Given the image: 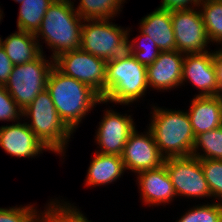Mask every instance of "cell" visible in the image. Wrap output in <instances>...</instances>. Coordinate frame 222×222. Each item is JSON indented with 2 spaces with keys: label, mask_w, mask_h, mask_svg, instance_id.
Wrapping results in <instances>:
<instances>
[{
  "label": "cell",
  "mask_w": 222,
  "mask_h": 222,
  "mask_svg": "<svg viewBox=\"0 0 222 222\" xmlns=\"http://www.w3.org/2000/svg\"><path fill=\"white\" fill-rule=\"evenodd\" d=\"M96 130L95 141L99 150L96 152L120 156L130 134L136 129L132 115L120 114L113 109H105Z\"/></svg>",
  "instance_id": "11"
},
{
  "label": "cell",
  "mask_w": 222,
  "mask_h": 222,
  "mask_svg": "<svg viewBox=\"0 0 222 222\" xmlns=\"http://www.w3.org/2000/svg\"><path fill=\"white\" fill-rule=\"evenodd\" d=\"M22 118H26L30 130L49 151L66 156L65 150L73 132L60 118L47 89L23 110Z\"/></svg>",
  "instance_id": "4"
},
{
  "label": "cell",
  "mask_w": 222,
  "mask_h": 222,
  "mask_svg": "<svg viewBox=\"0 0 222 222\" xmlns=\"http://www.w3.org/2000/svg\"><path fill=\"white\" fill-rule=\"evenodd\" d=\"M139 33L140 35L132 40L133 57L147 67L158 58L161 50L147 34Z\"/></svg>",
  "instance_id": "28"
},
{
  "label": "cell",
  "mask_w": 222,
  "mask_h": 222,
  "mask_svg": "<svg viewBox=\"0 0 222 222\" xmlns=\"http://www.w3.org/2000/svg\"><path fill=\"white\" fill-rule=\"evenodd\" d=\"M36 205L13 206L9 208L0 207V222H35L38 209Z\"/></svg>",
  "instance_id": "29"
},
{
  "label": "cell",
  "mask_w": 222,
  "mask_h": 222,
  "mask_svg": "<svg viewBox=\"0 0 222 222\" xmlns=\"http://www.w3.org/2000/svg\"><path fill=\"white\" fill-rule=\"evenodd\" d=\"M46 89L60 118L74 133L89 111L103 103L102 97L90 86L64 75L55 66L49 74Z\"/></svg>",
  "instance_id": "1"
},
{
  "label": "cell",
  "mask_w": 222,
  "mask_h": 222,
  "mask_svg": "<svg viewBox=\"0 0 222 222\" xmlns=\"http://www.w3.org/2000/svg\"><path fill=\"white\" fill-rule=\"evenodd\" d=\"M111 19L84 20L81 49L107 62L133 56L130 28L114 24Z\"/></svg>",
  "instance_id": "5"
},
{
  "label": "cell",
  "mask_w": 222,
  "mask_h": 222,
  "mask_svg": "<svg viewBox=\"0 0 222 222\" xmlns=\"http://www.w3.org/2000/svg\"><path fill=\"white\" fill-rule=\"evenodd\" d=\"M149 89L147 67L133 56L115 62H107L105 95L103 103L131 105L145 97Z\"/></svg>",
  "instance_id": "6"
},
{
  "label": "cell",
  "mask_w": 222,
  "mask_h": 222,
  "mask_svg": "<svg viewBox=\"0 0 222 222\" xmlns=\"http://www.w3.org/2000/svg\"><path fill=\"white\" fill-rule=\"evenodd\" d=\"M152 109L147 129L151 131L161 155L165 159L191 156L195 135L188 113L154 105Z\"/></svg>",
  "instance_id": "3"
},
{
  "label": "cell",
  "mask_w": 222,
  "mask_h": 222,
  "mask_svg": "<svg viewBox=\"0 0 222 222\" xmlns=\"http://www.w3.org/2000/svg\"><path fill=\"white\" fill-rule=\"evenodd\" d=\"M198 8L209 41L222 46V0H202Z\"/></svg>",
  "instance_id": "24"
},
{
  "label": "cell",
  "mask_w": 222,
  "mask_h": 222,
  "mask_svg": "<svg viewBox=\"0 0 222 222\" xmlns=\"http://www.w3.org/2000/svg\"><path fill=\"white\" fill-rule=\"evenodd\" d=\"M190 102V108L186 112L195 137L222 126V117L215 96L194 95Z\"/></svg>",
  "instance_id": "18"
},
{
  "label": "cell",
  "mask_w": 222,
  "mask_h": 222,
  "mask_svg": "<svg viewBox=\"0 0 222 222\" xmlns=\"http://www.w3.org/2000/svg\"><path fill=\"white\" fill-rule=\"evenodd\" d=\"M202 0H162L158 8L172 11L192 10L199 7Z\"/></svg>",
  "instance_id": "31"
},
{
  "label": "cell",
  "mask_w": 222,
  "mask_h": 222,
  "mask_svg": "<svg viewBox=\"0 0 222 222\" xmlns=\"http://www.w3.org/2000/svg\"><path fill=\"white\" fill-rule=\"evenodd\" d=\"M13 63L0 45V85H5L13 69Z\"/></svg>",
  "instance_id": "32"
},
{
  "label": "cell",
  "mask_w": 222,
  "mask_h": 222,
  "mask_svg": "<svg viewBox=\"0 0 222 222\" xmlns=\"http://www.w3.org/2000/svg\"><path fill=\"white\" fill-rule=\"evenodd\" d=\"M45 57V58H44ZM54 67V59H46L41 53L36 59L13 66L8 81L4 85L17 105L24 110L36 96L46 89L49 74Z\"/></svg>",
  "instance_id": "7"
},
{
  "label": "cell",
  "mask_w": 222,
  "mask_h": 222,
  "mask_svg": "<svg viewBox=\"0 0 222 222\" xmlns=\"http://www.w3.org/2000/svg\"><path fill=\"white\" fill-rule=\"evenodd\" d=\"M54 0H24L20 5L17 29L35 34Z\"/></svg>",
  "instance_id": "23"
},
{
  "label": "cell",
  "mask_w": 222,
  "mask_h": 222,
  "mask_svg": "<svg viewBox=\"0 0 222 222\" xmlns=\"http://www.w3.org/2000/svg\"><path fill=\"white\" fill-rule=\"evenodd\" d=\"M0 45L14 66L31 62L42 53L35 35L22 30L10 34L4 41L0 37Z\"/></svg>",
  "instance_id": "20"
},
{
  "label": "cell",
  "mask_w": 222,
  "mask_h": 222,
  "mask_svg": "<svg viewBox=\"0 0 222 222\" xmlns=\"http://www.w3.org/2000/svg\"><path fill=\"white\" fill-rule=\"evenodd\" d=\"M2 14H4V13H3V10H1V7H0V22H1V21L3 20V18H4ZM1 19H2V20H1Z\"/></svg>",
  "instance_id": "35"
},
{
  "label": "cell",
  "mask_w": 222,
  "mask_h": 222,
  "mask_svg": "<svg viewBox=\"0 0 222 222\" xmlns=\"http://www.w3.org/2000/svg\"><path fill=\"white\" fill-rule=\"evenodd\" d=\"M77 7H74L77 14L83 20H113L120 14L126 0H79Z\"/></svg>",
  "instance_id": "22"
},
{
  "label": "cell",
  "mask_w": 222,
  "mask_h": 222,
  "mask_svg": "<svg viewBox=\"0 0 222 222\" xmlns=\"http://www.w3.org/2000/svg\"><path fill=\"white\" fill-rule=\"evenodd\" d=\"M23 110L8 93L4 85H0V121L18 122L22 120Z\"/></svg>",
  "instance_id": "30"
},
{
  "label": "cell",
  "mask_w": 222,
  "mask_h": 222,
  "mask_svg": "<svg viewBox=\"0 0 222 222\" xmlns=\"http://www.w3.org/2000/svg\"><path fill=\"white\" fill-rule=\"evenodd\" d=\"M41 212L38 211L35 222H92L77 206L64 200L51 199Z\"/></svg>",
  "instance_id": "21"
},
{
  "label": "cell",
  "mask_w": 222,
  "mask_h": 222,
  "mask_svg": "<svg viewBox=\"0 0 222 222\" xmlns=\"http://www.w3.org/2000/svg\"><path fill=\"white\" fill-rule=\"evenodd\" d=\"M164 165L171 178L175 193L187 198H210L212 194L205 179L200 160L196 157L167 158Z\"/></svg>",
  "instance_id": "9"
},
{
  "label": "cell",
  "mask_w": 222,
  "mask_h": 222,
  "mask_svg": "<svg viewBox=\"0 0 222 222\" xmlns=\"http://www.w3.org/2000/svg\"><path fill=\"white\" fill-rule=\"evenodd\" d=\"M136 175L141 201L143 200L142 202L149 207L160 206L162 203L165 206L177 198L164 164L159 168L142 171Z\"/></svg>",
  "instance_id": "16"
},
{
  "label": "cell",
  "mask_w": 222,
  "mask_h": 222,
  "mask_svg": "<svg viewBox=\"0 0 222 222\" xmlns=\"http://www.w3.org/2000/svg\"><path fill=\"white\" fill-rule=\"evenodd\" d=\"M54 66L64 75L72 77L105 95L107 61L80 49L70 50L54 58Z\"/></svg>",
  "instance_id": "8"
},
{
  "label": "cell",
  "mask_w": 222,
  "mask_h": 222,
  "mask_svg": "<svg viewBox=\"0 0 222 222\" xmlns=\"http://www.w3.org/2000/svg\"><path fill=\"white\" fill-rule=\"evenodd\" d=\"M0 147L5 153L18 158H34L48 151L30 130L25 120L0 126Z\"/></svg>",
  "instance_id": "14"
},
{
  "label": "cell",
  "mask_w": 222,
  "mask_h": 222,
  "mask_svg": "<svg viewBox=\"0 0 222 222\" xmlns=\"http://www.w3.org/2000/svg\"><path fill=\"white\" fill-rule=\"evenodd\" d=\"M184 56V53L177 50L161 51L158 58L147 66L149 88L160 92L179 88L181 86Z\"/></svg>",
  "instance_id": "15"
},
{
  "label": "cell",
  "mask_w": 222,
  "mask_h": 222,
  "mask_svg": "<svg viewBox=\"0 0 222 222\" xmlns=\"http://www.w3.org/2000/svg\"><path fill=\"white\" fill-rule=\"evenodd\" d=\"M214 201L222 199V160L199 159ZM217 199V200H216Z\"/></svg>",
  "instance_id": "27"
},
{
  "label": "cell",
  "mask_w": 222,
  "mask_h": 222,
  "mask_svg": "<svg viewBox=\"0 0 222 222\" xmlns=\"http://www.w3.org/2000/svg\"><path fill=\"white\" fill-rule=\"evenodd\" d=\"M122 158L117 155L103 154L95 151L87 170L84 185L90 187L113 184L124 175Z\"/></svg>",
  "instance_id": "19"
},
{
  "label": "cell",
  "mask_w": 222,
  "mask_h": 222,
  "mask_svg": "<svg viewBox=\"0 0 222 222\" xmlns=\"http://www.w3.org/2000/svg\"><path fill=\"white\" fill-rule=\"evenodd\" d=\"M121 158L125 170L134 172L135 175L142 171L159 168L165 161L149 129L141 133L135 129L130 134Z\"/></svg>",
  "instance_id": "12"
},
{
  "label": "cell",
  "mask_w": 222,
  "mask_h": 222,
  "mask_svg": "<svg viewBox=\"0 0 222 222\" xmlns=\"http://www.w3.org/2000/svg\"><path fill=\"white\" fill-rule=\"evenodd\" d=\"M184 213L175 222H222V208L217 201L195 205Z\"/></svg>",
  "instance_id": "26"
},
{
  "label": "cell",
  "mask_w": 222,
  "mask_h": 222,
  "mask_svg": "<svg viewBox=\"0 0 222 222\" xmlns=\"http://www.w3.org/2000/svg\"><path fill=\"white\" fill-rule=\"evenodd\" d=\"M201 150L204 153H202ZM191 156L198 159L222 160V126L217 129L198 134L195 137Z\"/></svg>",
  "instance_id": "25"
},
{
  "label": "cell",
  "mask_w": 222,
  "mask_h": 222,
  "mask_svg": "<svg viewBox=\"0 0 222 222\" xmlns=\"http://www.w3.org/2000/svg\"><path fill=\"white\" fill-rule=\"evenodd\" d=\"M139 32L147 34L161 51L176 50L171 12L156 8L140 21Z\"/></svg>",
  "instance_id": "17"
},
{
  "label": "cell",
  "mask_w": 222,
  "mask_h": 222,
  "mask_svg": "<svg viewBox=\"0 0 222 222\" xmlns=\"http://www.w3.org/2000/svg\"><path fill=\"white\" fill-rule=\"evenodd\" d=\"M215 98L217 99L218 105H219V110H220V114L222 117V93H217L215 95Z\"/></svg>",
  "instance_id": "34"
},
{
  "label": "cell",
  "mask_w": 222,
  "mask_h": 222,
  "mask_svg": "<svg viewBox=\"0 0 222 222\" xmlns=\"http://www.w3.org/2000/svg\"><path fill=\"white\" fill-rule=\"evenodd\" d=\"M187 53L183 59L181 86L192 83L199 91L196 96H215L218 80L214 67V51Z\"/></svg>",
  "instance_id": "13"
},
{
  "label": "cell",
  "mask_w": 222,
  "mask_h": 222,
  "mask_svg": "<svg viewBox=\"0 0 222 222\" xmlns=\"http://www.w3.org/2000/svg\"><path fill=\"white\" fill-rule=\"evenodd\" d=\"M74 7L73 1L54 0L47 9L40 28L34 34L41 52L44 53L43 45L39 41L44 40L49 47L47 49L52 51L53 59L63 52L81 48L84 20L77 14Z\"/></svg>",
  "instance_id": "2"
},
{
  "label": "cell",
  "mask_w": 222,
  "mask_h": 222,
  "mask_svg": "<svg viewBox=\"0 0 222 222\" xmlns=\"http://www.w3.org/2000/svg\"><path fill=\"white\" fill-rule=\"evenodd\" d=\"M219 203H220V206H221V208H222V199L219 201Z\"/></svg>",
  "instance_id": "37"
},
{
  "label": "cell",
  "mask_w": 222,
  "mask_h": 222,
  "mask_svg": "<svg viewBox=\"0 0 222 222\" xmlns=\"http://www.w3.org/2000/svg\"><path fill=\"white\" fill-rule=\"evenodd\" d=\"M15 2H18L19 4H21L24 0H13Z\"/></svg>",
  "instance_id": "36"
},
{
  "label": "cell",
  "mask_w": 222,
  "mask_h": 222,
  "mask_svg": "<svg viewBox=\"0 0 222 222\" xmlns=\"http://www.w3.org/2000/svg\"><path fill=\"white\" fill-rule=\"evenodd\" d=\"M214 67L218 80V93H222V48L214 50Z\"/></svg>",
  "instance_id": "33"
},
{
  "label": "cell",
  "mask_w": 222,
  "mask_h": 222,
  "mask_svg": "<svg viewBox=\"0 0 222 222\" xmlns=\"http://www.w3.org/2000/svg\"><path fill=\"white\" fill-rule=\"evenodd\" d=\"M176 50L187 53H203L211 45L199 8L192 10L172 11Z\"/></svg>",
  "instance_id": "10"
}]
</instances>
